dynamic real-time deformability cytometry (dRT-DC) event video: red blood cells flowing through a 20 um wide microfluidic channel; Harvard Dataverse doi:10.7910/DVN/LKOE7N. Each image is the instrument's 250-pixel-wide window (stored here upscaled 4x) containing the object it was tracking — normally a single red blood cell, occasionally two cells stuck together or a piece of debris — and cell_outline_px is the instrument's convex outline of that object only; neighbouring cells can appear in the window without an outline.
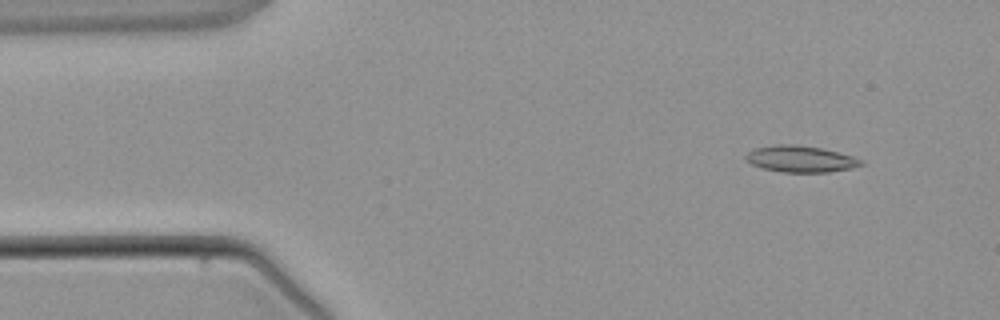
{"species": "common noctule bat (a hibernating species)", "species_latin": "Nyctalus noctula", "temperature_condition": "warm", "stored_images_in_passage": 3, "camera_frame_rate_fps": 3000, "um_per_image_px": 0.085, "animal": {"sex": "male", "body_mass_g": 21.5, "forearm_length_mm": 52.0}, "frame": {"image": 1, "passage_image": 1, "time_ms": 0.0, "image_size_px": [1000, 320], "cell_outline_px": [[864, 164], [848, 168], [828, 172], [780, 172], [764, 168], [752, 164], [744, 156], [748, 152], [756, 148], [780, 144], [792, 144], [820, 148], [852, 156], [864, 160]], "centroid_in_image_um": [68.05, 13.51], "position_along_channel_um": 17.0, "area_um2": 17.4}}
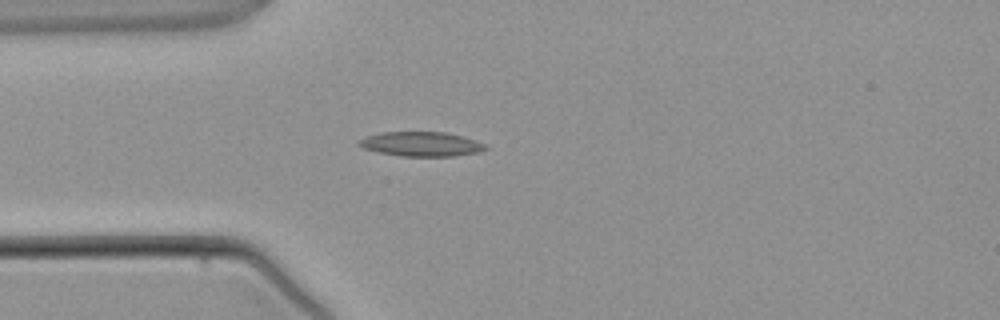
{"frame": {"image": 2, "passage_image": 3, "time_ms": 2.333, "image_size_px": [1000, 320], "cell_outline_px": [[488, 148], [476, 152], [456, 156], [400, 156], [380, 152], [364, 148], [356, 144], [360, 140], [368, 136], [384, 132], [444, 132], [464, 136], [484, 144]], "centroid_in_image_um": [35.81, 12.24], "position_along_channel_um": 49.2, "area_um2": 17.8}}